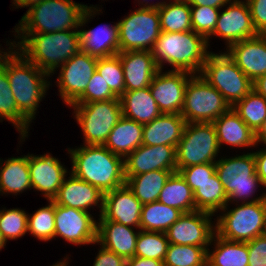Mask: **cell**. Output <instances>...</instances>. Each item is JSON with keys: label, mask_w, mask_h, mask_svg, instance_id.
<instances>
[{"label": "cell", "mask_w": 266, "mask_h": 266, "mask_svg": "<svg viewBox=\"0 0 266 266\" xmlns=\"http://www.w3.org/2000/svg\"><path fill=\"white\" fill-rule=\"evenodd\" d=\"M2 68L7 72L11 91L19 111L32 123L39 104L45 99L52 80L43 70L29 61L16 48L5 59Z\"/></svg>", "instance_id": "obj_3"}, {"label": "cell", "mask_w": 266, "mask_h": 266, "mask_svg": "<svg viewBox=\"0 0 266 266\" xmlns=\"http://www.w3.org/2000/svg\"><path fill=\"white\" fill-rule=\"evenodd\" d=\"M205 37L193 30L186 32H164L159 34L152 54L159 69L165 63L172 66L171 71H185L200 74L211 51Z\"/></svg>", "instance_id": "obj_4"}, {"label": "cell", "mask_w": 266, "mask_h": 266, "mask_svg": "<svg viewBox=\"0 0 266 266\" xmlns=\"http://www.w3.org/2000/svg\"><path fill=\"white\" fill-rule=\"evenodd\" d=\"M71 173L98 188L103 194L126 184L124 158L104 145L68 148Z\"/></svg>", "instance_id": "obj_1"}, {"label": "cell", "mask_w": 266, "mask_h": 266, "mask_svg": "<svg viewBox=\"0 0 266 266\" xmlns=\"http://www.w3.org/2000/svg\"><path fill=\"white\" fill-rule=\"evenodd\" d=\"M168 245L166 233L140 230L135 256L164 261Z\"/></svg>", "instance_id": "obj_41"}, {"label": "cell", "mask_w": 266, "mask_h": 266, "mask_svg": "<svg viewBox=\"0 0 266 266\" xmlns=\"http://www.w3.org/2000/svg\"><path fill=\"white\" fill-rule=\"evenodd\" d=\"M99 5L87 6L79 23L81 52L97 59L117 55L119 53L118 23L105 24L92 29H85L86 24L96 15L102 13ZM82 27V28H81ZM84 27V28H83Z\"/></svg>", "instance_id": "obj_13"}, {"label": "cell", "mask_w": 266, "mask_h": 266, "mask_svg": "<svg viewBox=\"0 0 266 266\" xmlns=\"http://www.w3.org/2000/svg\"><path fill=\"white\" fill-rule=\"evenodd\" d=\"M178 172L194 192L198 185L207 181L216 172V167L215 163H204L181 168Z\"/></svg>", "instance_id": "obj_46"}, {"label": "cell", "mask_w": 266, "mask_h": 266, "mask_svg": "<svg viewBox=\"0 0 266 266\" xmlns=\"http://www.w3.org/2000/svg\"><path fill=\"white\" fill-rule=\"evenodd\" d=\"M168 1H188V0H168Z\"/></svg>", "instance_id": "obj_61"}, {"label": "cell", "mask_w": 266, "mask_h": 266, "mask_svg": "<svg viewBox=\"0 0 266 266\" xmlns=\"http://www.w3.org/2000/svg\"><path fill=\"white\" fill-rule=\"evenodd\" d=\"M183 213L158 201L142 205L140 230L165 233Z\"/></svg>", "instance_id": "obj_36"}, {"label": "cell", "mask_w": 266, "mask_h": 266, "mask_svg": "<svg viewBox=\"0 0 266 266\" xmlns=\"http://www.w3.org/2000/svg\"><path fill=\"white\" fill-rule=\"evenodd\" d=\"M214 215L204 211L183 213L165 232L169 243L195 245L208 250L216 233Z\"/></svg>", "instance_id": "obj_17"}, {"label": "cell", "mask_w": 266, "mask_h": 266, "mask_svg": "<svg viewBox=\"0 0 266 266\" xmlns=\"http://www.w3.org/2000/svg\"><path fill=\"white\" fill-rule=\"evenodd\" d=\"M93 266H126V259L103 246H99Z\"/></svg>", "instance_id": "obj_49"}, {"label": "cell", "mask_w": 266, "mask_h": 266, "mask_svg": "<svg viewBox=\"0 0 266 266\" xmlns=\"http://www.w3.org/2000/svg\"><path fill=\"white\" fill-rule=\"evenodd\" d=\"M73 118L83 133V145H104L111 130L122 117L120 99L71 104Z\"/></svg>", "instance_id": "obj_9"}, {"label": "cell", "mask_w": 266, "mask_h": 266, "mask_svg": "<svg viewBox=\"0 0 266 266\" xmlns=\"http://www.w3.org/2000/svg\"><path fill=\"white\" fill-rule=\"evenodd\" d=\"M258 34L266 35V0H245Z\"/></svg>", "instance_id": "obj_48"}, {"label": "cell", "mask_w": 266, "mask_h": 266, "mask_svg": "<svg viewBox=\"0 0 266 266\" xmlns=\"http://www.w3.org/2000/svg\"><path fill=\"white\" fill-rule=\"evenodd\" d=\"M172 173L174 171L154 170L139 175H125L126 184L142 204L152 203L158 200Z\"/></svg>", "instance_id": "obj_32"}, {"label": "cell", "mask_w": 266, "mask_h": 266, "mask_svg": "<svg viewBox=\"0 0 266 266\" xmlns=\"http://www.w3.org/2000/svg\"><path fill=\"white\" fill-rule=\"evenodd\" d=\"M169 207L179 209L182 213L196 211L191 187L179 172L170 175L157 200Z\"/></svg>", "instance_id": "obj_34"}, {"label": "cell", "mask_w": 266, "mask_h": 266, "mask_svg": "<svg viewBox=\"0 0 266 266\" xmlns=\"http://www.w3.org/2000/svg\"><path fill=\"white\" fill-rule=\"evenodd\" d=\"M186 121L181 114H161L143 125V145H170L177 147Z\"/></svg>", "instance_id": "obj_27"}, {"label": "cell", "mask_w": 266, "mask_h": 266, "mask_svg": "<svg viewBox=\"0 0 266 266\" xmlns=\"http://www.w3.org/2000/svg\"><path fill=\"white\" fill-rule=\"evenodd\" d=\"M253 89L266 99V74L258 77L253 82Z\"/></svg>", "instance_id": "obj_53"}, {"label": "cell", "mask_w": 266, "mask_h": 266, "mask_svg": "<svg viewBox=\"0 0 266 266\" xmlns=\"http://www.w3.org/2000/svg\"><path fill=\"white\" fill-rule=\"evenodd\" d=\"M221 213V215H220ZM215 220L216 234L229 241L248 242L266 233V199L227 204Z\"/></svg>", "instance_id": "obj_7"}, {"label": "cell", "mask_w": 266, "mask_h": 266, "mask_svg": "<svg viewBox=\"0 0 266 266\" xmlns=\"http://www.w3.org/2000/svg\"><path fill=\"white\" fill-rule=\"evenodd\" d=\"M124 72L125 91L149 87L153 76L160 70L152 51L139 50L119 52Z\"/></svg>", "instance_id": "obj_24"}, {"label": "cell", "mask_w": 266, "mask_h": 266, "mask_svg": "<svg viewBox=\"0 0 266 266\" xmlns=\"http://www.w3.org/2000/svg\"><path fill=\"white\" fill-rule=\"evenodd\" d=\"M43 0H12V6L14 9L28 8L30 9L32 6L39 4Z\"/></svg>", "instance_id": "obj_55"}, {"label": "cell", "mask_w": 266, "mask_h": 266, "mask_svg": "<svg viewBox=\"0 0 266 266\" xmlns=\"http://www.w3.org/2000/svg\"><path fill=\"white\" fill-rule=\"evenodd\" d=\"M142 205L127 184H124L104 193L103 209L97 221H113L140 228Z\"/></svg>", "instance_id": "obj_20"}, {"label": "cell", "mask_w": 266, "mask_h": 266, "mask_svg": "<svg viewBox=\"0 0 266 266\" xmlns=\"http://www.w3.org/2000/svg\"><path fill=\"white\" fill-rule=\"evenodd\" d=\"M119 52L152 51L162 32L158 9L136 8L118 22Z\"/></svg>", "instance_id": "obj_12"}, {"label": "cell", "mask_w": 266, "mask_h": 266, "mask_svg": "<svg viewBox=\"0 0 266 266\" xmlns=\"http://www.w3.org/2000/svg\"><path fill=\"white\" fill-rule=\"evenodd\" d=\"M220 150L213 123H186L176 147L177 172L192 165L215 163Z\"/></svg>", "instance_id": "obj_10"}, {"label": "cell", "mask_w": 266, "mask_h": 266, "mask_svg": "<svg viewBox=\"0 0 266 266\" xmlns=\"http://www.w3.org/2000/svg\"><path fill=\"white\" fill-rule=\"evenodd\" d=\"M119 98L122 106V116L139 124L150 123L162 114L151 95L149 87L125 91Z\"/></svg>", "instance_id": "obj_29"}, {"label": "cell", "mask_w": 266, "mask_h": 266, "mask_svg": "<svg viewBox=\"0 0 266 266\" xmlns=\"http://www.w3.org/2000/svg\"><path fill=\"white\" fill-rule=\"evenodd\" d=\"M232 108L254 133L258 131L266 119V99L254 89Z\"/></svg>", "instance_id": "obj_38"}, {"label": "cell", "mask_w": 266, "mask_h": 266, "mask_svg": "<svg viewBox=\"0 0 266 266\" xmlns=\"http://www.w3.org/2000/svg\"><path fill=\"white\" fill-rule=\"evenodd\" d=\"M72 245H94L97 240V220L91 213L55 204V239Z\"/></svg>", "instance_id": "obj_16"}, {"label": "cell", "mask_w": 266, "mask_h": 266, "mask_svg": "<svg viewBox=\"0 0 266 266\" xmlns=\"http://www.w3.org/2000/svg\"><path fill=\"white\" fill-rule=\"evenodd\" d=\"M138 3L139 8H155L158 9L159 7L163 6L168 0L157 1L155 3L152 0H135ZM150 1V2H149ZM152 2V3H151Z\"/></svg>", "instance_id": "obj_57"}, {"label": "cell", "mask_w": 266, "mask_h": 266, "mask_svg": "<svg viewBox=\"0 0 266 266\" xmlns=\"http://www.w3.org/2000/svg\"><path fill=\"white\" fill-rule=\"evenodd\" d=\"M192 28L197 34L208 39L214 31L220 10L209 6H190Z\"/></svg>", "instance_id": "obj_44"}, {"label": "cell", "mask_w": 266, "mask_h": 266, "mask_svg": "<svg viewBox=\"0 0 266 266\" xmlns=\"http://www.w3.org/2000/svg\"><path fill=\"white\" fill-rule=\"evenodd\" d=\"M204 266H214V265H212L208 260H206Z\"/></svg>", "instance_id": "obj_60"}, {"label": "cell", "mask_w": 266, "mask_h": 266, "mask_svg": "<svg viewBox=\"0 0 266 266\" xmlns=\"http://www.w3.org/2000/svg\"><path fill=\"white\" fill-rule=\"evenodd\" d=\"M220 10L213 34L207 39L218 37L224 39L226 49L233 43L259 35L253 25L248 4L245 0H230Z\"/></svg>", "instance_id": "obj_15"}, {"label": "cell", "mask_w": 266, "mask_h": 266, "mask_svg": "<svg viewBox=\"0 0 266 266\" xmlns=\"http://www.w3.org/2000/svg\"><path fill=\"white\" fill-rule=\"evenodd\" d=\"M231 108L223 95L199 74L188 80L181 111L186 123H213Z\"/></svg>", "instance_id": "obj_11"}, {"label": "cell", "mask_w": 266, "mask_h": 266, "mask_svg": "<svg viewBox=\"0 0 266 266\" xmlns=\"http://www.w3.org/2000/svg\"><path fill=\"white\" fill-rule=\"evenodd\" d=\"M225 50L252 82L266 74V35L241 40Z\"/></svg>", "instance_id": "obj_23"}, {"label": "cell", "mask_w": 266, "mask_h": 266, "mask_svg": "<svg viewBox=\"0 0 266 266\" xmlns=\"http://www.w3.org/2000/svg\"><path fill=\"white\" fill-rule=\"evenodd\" d=\"M193 196L196 210L208 212L215 217V214L228 204V196L216 172L207 181L198 185Z\"/></svg>", "instance_id": "obj_35"}, {"label": "cell", "mask_w": 266, "mask_h": 266, "mask_svg": "<svg viewBox=\"0 0 266 266\" xmlns=\"http://www.w3.org/2000/svg\"><path fill=\"white\" fill-rule=\"evenodd\" d=\"M140 228H132L113 221H97L96 244L125 259L135 256Z\"/></svg>", "instance_id": "obj_25"}, {"label": "cell", "mask_w": 266, "mask_h": 266, "mask_svg": "<svg viewBox=\"0 0 266 266\" xmlns=\"http://www.w3.org/2000/svg\"><path fill=\"white\" fill-rule=\"evenodd\" d=\"M110 99L120 98L109 88L103 77L95 71L85 91L72 104H84Z\"/></svg>", "instance_id": "obj_45"}, {"label": "cell", "mask_w": 266, "mask_h": 266, "mask_svg": "<svg viewBox=\"0 0 266 266\" xmlns=\"http://www.w3.org/2000/svg\"><path fill=\"white\" fill-rule=\"evenodd\" d=\"M47 202V206L28 214V233L45 242L55 238V203L52 200Z\"/></svg>", "instance_id": "obj_39"}, {"label": "cell", "mask_w": 266, "mask_h": 266, "mask_svg": "<svg viewBox=\"0 0 266 266\" xmlns=\"http://www.w3.org/2000/svg\"><path fill=\"white\" fill-rule=\"evenodd\" d=\"M161 31L186 32L193 30L188 1H167L158 8Z\"/></svg>", "instance_id": "obj_37"}, {"label": "cell", "mask_w": 266, "mask_h": 266, "mask_svg": "<svg viewBox=\"0 0 266 266\" xmlns=\"http://www.w3.org/2000/svg\"><path fill=\"white\" fill-rule=\"evenodd\" d=\"M248 266H266V233L247 242Z\"/></svg>", "instance_id": "obj_47"}, {"label": "cell", "mask_w": 266, "mask_h": 266, "mask_svg": "<svg viewBox=\"0 0 266 266\" xmlns=\"http://www.w3.org/2000/svg\"><path fill=\"white\" fill-rule=\"evenodd\" d=\"M221 157L215 162V167L228 196L229 205L235 202L236 204L250 203L266 199V191L259 194L260 196L255 195L261 187L265 188V186L257 176L256 161L252 151L234 155V157L229 156V158Z\"/></svg>", "instance_id": "obj_6"}, {"label": "cell", "mask_w": 266, "mask_h": 266, "mask_svg": "<svg viewBox=\"0 0 266 266\" xmlns=\"http://www.w3.org/2000/svg\"><path fill=\"white\" fill-rule=\"evenodd\" d=\"M143 125L122 116L111 130L104 146L124 159L142 145Z\"/></svg>", "instance_id": "obj_30"}, {"label": "cell", "mask_w": 266, "mask_h": 266, "mask_svg": "<svg viewBox=\"0 0 266 266\" xmlns=\"http://www.w3.org/2000/svg\"><path fill=\"white\" fill-rule=\"evenodd\" d=\"M69 255L68 257L65 256L63 259L57 261L56 263L52 264L51 266H69Z\"/></svg>", "instance_id": "obj_58"}, {"label": "cell", "mask_w": 266, "mask_h": 266, "mask_svg": "<svg viewBox=\"0 0 266 266\" xmlns=\"http://www.w3.org/2000/svg\"><path fill=\"white\" fill-rule=\"evenodd\" d=\"M14 37L16 49L51 77L57 75L56 70L62 64L81 51L79 29L15 34Z\"/></svg>", "instance_id": "obj_2"}, {"label": "cell", "mask_w": 266, "mask_h": 266, "mask_svg": "<svg viewBox=\"0 0 266 266\" xmlns=\"http://www.w3.org/2000/svg\"><path fill=\"white\" fill-rule=\"evenodd\" d=\"M7 120L12 123V126L19 132L20 143L28 138L31 122L19 111L10 83L7 77V72L0 68V122Z\"/></svg>", "instance_id": "obj_33"}, {"label": "cell", "mask_w": 266, "mask_h": 266, "mask_svg": "<svg viewBox=\"0 0 266 266\" xmlns=\"http://www.w3.org/2000/svg\"><path fill=\"white\" fill-rule=\"evenodd\" d=\"M199 75L219 91L231 107L253 89V82L225 50L219 53L211 50Z\"/></svg>", "instance_id": "obj_8"}, {"label": "cell", "mask_w": 266, "mask_h": 266, "mask_svg": "<svg viewBox=\"0 0 266 266\" xmlns=\"http://www.w3.org/2000/svg\"><path fill=\"white\" fill-rule=\"evenodd\" d=\"M126 266H164L163 261L136 257L126 259Z\"/></svg>", "instance_id": "obj_51"}, {"label": "cell", "mask_w": 266, "mask_h": 266, "mask_svg": "<svg viewBox=\"0 0 266 266\" xmlns=\"http://www.w3.org/2000/svg\"><path fill=\"white\" fill-rule=\"evenodd\" d=\"M28 234V213L20 208L0 209V235L5 243Z\"/></svg>", "instance_id": "obj_42"}, {"label": "cell", "mask_w": 266, "mask_h": 266, "mask_svg": "<svg viewBox=\"0 0 266 266\" xmlns=\"http://www.w3.org/2000/svg\"><path fill=\"white\" fill-rule=\"evenodd\" d=\"M103 196L104 194L98 188L75 177L70 172L52 201L60 206L72 207L89 213L92 208L98 207L100 217L103 209Z\"/></svg>", "instance_id": "obj_22"}, {"label": "cell", "mask_w": 266, "mask_h": 266, "mask_svg": "<svg viewBox=\"0 0 266 266\" xmlns=\"http://www.w3.org/2000/svg\"><path fill=\"white\" fill-rule=\"evenodd\" d=\"M162 71L160 69L153 76L149 86L151 95L162 114H181L185 87L193 74L170 69Z\"/></svg>", "instance_id": "obj_18"}, {"label": "cell", "mask_w": 266, "mask_h": 266, "mask_svg": "<svg viewBox=\"0 0 266 266\" xmlns=\"http://www.w3.org/2000/svg\"><path fill=\"white\" fill-rule=\"evenodd\" d=\"M6 46H9L6 51L5 48H1L2 44L0 45V68L3 66V63L5 59L13 52V50L16 48L15 46V41L13 40H7L6 41ZM2 49V50H1ZM4 50V51H3Z\"/></svg>", "instance_id": "obj_54"}, {"label": "cell", "mask_w": 266, "mask_h": 266, "mask_svg": "<svg viewBox=\"0 0 266 266\" xmlns=\"http://www.w3.org/2000/svg\"><path fill=\"white\" fill-rule=\"evenodd\" d=\"M207 250L195 245H178L169 243L164 266H204Z\"/></svg>", "instance_id": "obj_40"}, {"label": "cell", "mask_w": 266, "mask_h": 266, "mask_svg": "<svg viewBox=\"0 0 266 266\" xmlns=\"http://www.w3.org/2000/svg\"><path fill=\"white\" fill-rule=\"evenodd\" d=\"M211 246L213 249L207 250V260L212 265L248 266L247 242L229 241L215 233L211 240Z\"/></svg>", "instance_id": "obj_31"}, {"label": "cell", "mask_w": 266, "mask_h": 266, "mask_svg": "<svg viewBox=\"0 0 266 266\" xmlns=\"http://www.w3.org/2000/svg\"><path fill=\"white\" fill-rule=\"evenodd\" d=\"M125 175H139L154 170L177 172L176 147L140 145L124 159Z\"/></svg>", "instance_id": "obj_21"}, {"label": "cell", "mask_w": 266, "mask_h": 266, "mask_svg": "<svg viewBox=\"0 0 266 266\" xmlns=\"http://www.w3.org/2000/svg\"><path fill=\"white\" fill-rule=\"evenodd\" d=\"M256 146H266V119L258 131L255 133ZM263 143V144H262Z\"/></svg>", "instance_id": "obj_56"}, {"label": "cell", "mask_w": 266, "mask_h": 266, "mask_svg": "<svg viewBox=\"0 0 266 266\" xmlns=\"http://www.w3.org/2000/svg\"><path fill=\"white\" fill-rule=\"evenodd\" d=\"M98 59L79 52L60 66L56 83L59 96L68 107L85 91L96 71Z\"/></svg>", "instance_id": "obj_14"}, {"label": "cell", "mask_w": 266, "mask_h": 266, "mask_svg": "<svg viewBox=\"0 0 266 266\" xmlns=\"http://www.w3.org/2000/svg\"><path fill=\"white\" fill-rule=\"evenodd\" d=\"M31 189L28 154L5 160L0 158V195L17 196Z\"/></svg>", "instance_id": "obj_28"}, {"label": "cell", "mask_w": 266, "mask_h": 266, "mask_svg": "<svg viewBox=\"0 0 266 266\" xmlns=\"http://www.w3.org/2000/svg\"><path fill=\"white\" fill-rule=\"evenodd\" d=\"M220 149L224 144L234 148L256 147L255 133L231 108L213 122Z\"/></svg>", "instance_id": "obj_26"}, {"label": "cell", "mask_w": 266, "mask_h": 266, "mask_svg": "<svg viewBox=\"0 0 266 266\" xmlns=\"http://www.w3.org/2000/svg\"><path fill=\"white\" fill-rule=\"evenodd\" d=\"M96 71L118 97L125 92L124 72L118 55L99 58Z\"/></svg>", "instance_id": "obj_43"}, {"label": "cell", "mask_w": 266, "mask_h": 266, "mask_svg": "<svg viewBox=\"0 0 266 266\" xmlns=\"http://www.w3.org/2000/svg\"><path fill=\"white\" fill-rule=\"evenodd\" d=\"M6 247V243L3 241L1 235H0V251H2V249Z\"/></svg>", "instance_id": "obj_59"}, {"label": "cell", "mask_w": 266, "mask_h": 266, "mask_svg": "<svg viewBox=\"0 0 266 266\" xmlns=\"http://www.w3.org/2000/svg\"><path fill=\"white\" fill-rule=\"evenodd\" d=\"M28 165L33 191L41 192L47 200H53L70 173L68 168L49 152L43 155L28 153Z\"/></svg>", "instance_id": "obj_19"}, {"label": "cell", "mask_w": 266, "mask_h": 266, "mask_svg": "<svg viewBox=\"0 0 266 266\" xmlns=\"http://www.w3.org/2000/svg\"><path fill=\"white\" fill-rule=\"evenodd\" d=\"M230 0H188L190 6H209L213 8H222Z\"/></svg>", "instance_id": "obj_52"}, {"label": "cell", "mask_w": 266, "mask_h": 266, "mask_svg": "<svg viewBox=\"0 0 266 266\" xmlns=\"http://www.w3.org/2000/svg\"><path fill=\"white\" fill-rule=\"evenodd\" d=\"M253 155L256 161V173L261 183L266 188V146L260 148V150L253 151Z\"/></svg>", "instance_id": "obj_50"}, {"label": "cell", "mask_w": 266, "mask_h": 266, "mask_svg": "<svg viewBox=\"0 0 266 266\" xmlns=\"http://www.w3.org/2000/svg\"><path fill=\"white\" fill-rule=\"evenodd\" d=\"M87 4L72 0H43L27 9L14 26V34L53 33L79 29L80 19Z\"/></svg>", "instance_id": "obj_5"}]
</instances>
